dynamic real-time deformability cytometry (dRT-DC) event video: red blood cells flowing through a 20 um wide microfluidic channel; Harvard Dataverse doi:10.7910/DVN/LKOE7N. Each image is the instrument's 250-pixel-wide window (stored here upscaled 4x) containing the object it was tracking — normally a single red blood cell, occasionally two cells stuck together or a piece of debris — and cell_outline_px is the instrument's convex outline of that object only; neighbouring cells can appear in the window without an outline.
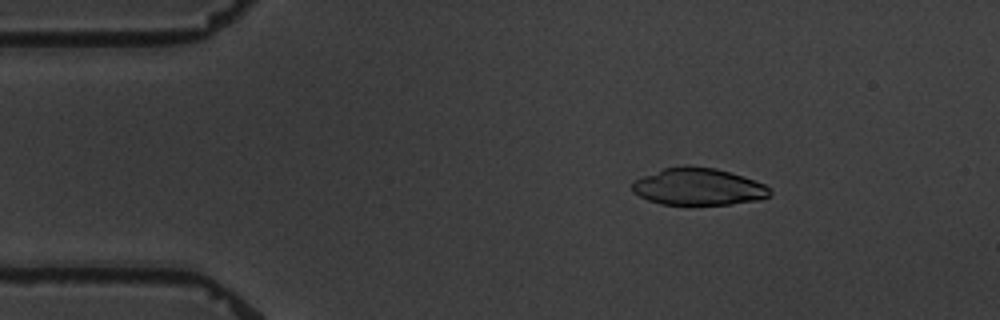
{"species": "common noctule bat (a hibernating species)", "species_latin": "Nyctalus noctula", "temperature_condition": "warm", "stored_images_in_passage": 3, "camera_frame_rate_fps": 3000, "um_per_image_px": 0.085, "animal": {"sex": "male", "body_mass_g": 19.5, "forearm_length_mm": 54.6}, "frame": {"image": 1, "passage_image": 1, "time_ms": 0.0, "image_size_px": [1000, 320], "cell_outline_px": [[772, 196], [760, 200], [728, 204], [660, 204], [648, 200], [632, 192], [632, 184], [636, 180], [644, 176], [664, 168], [684, 164], [688, 164], [716, 168], [744, 176], [764, 184], [772, 192]], "centroid_in_image_um": [59.38, 15.86], "position_along_channel_um": 25.6, "area_um2": 29.88}}